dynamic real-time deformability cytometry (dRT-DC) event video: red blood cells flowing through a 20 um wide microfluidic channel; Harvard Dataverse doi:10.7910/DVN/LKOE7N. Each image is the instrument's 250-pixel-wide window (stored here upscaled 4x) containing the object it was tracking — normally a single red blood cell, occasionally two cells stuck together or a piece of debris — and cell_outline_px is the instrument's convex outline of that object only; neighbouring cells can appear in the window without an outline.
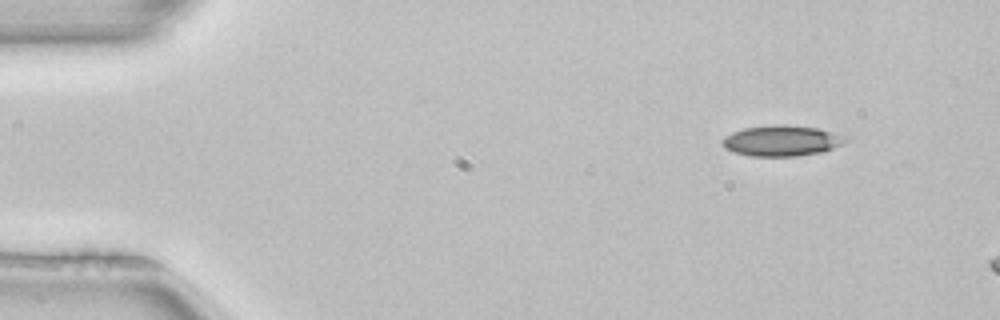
{"species": "common noctule bat (a hibernating species)", "species_latin": "Nyctalus noctula", "temperature_condition": "room temperature", "stored_images_in_passage": 5, "segment_of_instrument_passage": [2, 2], "camera_frame_rate_fps": 3000, "um_per_image_px": 0.085, "animal": {"sex": "female", "body_mass_g": 22.7, "forearm_length_mm": 54.2}, "frame": {"image": 1, "passage_image": 5, "time_ms": 1.333, "image_size_px": [1000, 320], "cell_outline_px": [[848, 140], [844, 144], [820, 152], [796, 156], [752, 156], [736, 152], [724, 148], [720, 140], [724, 136], [732, 132], [744, 128], [772, 124], [788, 124], [820, 128], [844, 136]], "centroid_in_image_um": [66.42, 11.94], "position_along_channel_um": 18.6, "area_um2": 22.2}}